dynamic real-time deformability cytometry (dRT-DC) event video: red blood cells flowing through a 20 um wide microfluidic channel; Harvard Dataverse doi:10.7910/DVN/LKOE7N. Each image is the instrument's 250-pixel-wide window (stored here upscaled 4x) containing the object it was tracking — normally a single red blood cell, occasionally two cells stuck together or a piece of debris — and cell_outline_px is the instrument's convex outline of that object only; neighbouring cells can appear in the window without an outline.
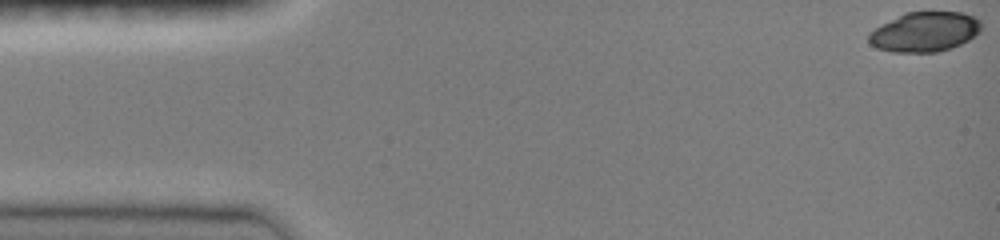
{"species": "common noctule bat (a hibernating species)", "species_latin": "Nyctalus noctula", "temperature_condition": "room temperature", "stored_images_in_passage": 45, "camera_frame_rate_fps": 3000, "um_per_image_px": 0.085, "animal": {"sex": "female", "body_mass_g": 19.0, "forearm_length_mm": 51.5}, "frame": {"image": 1, "passage_image": 1, "time_ms": 0.0, "image_size_px": [1000, 240], "cell_outline_px": [[980, 32], [968, 40], [952, 48], [936, 52], [892, 52], [876, 48], [868, 44], [868, 32], [880, 24], [904, 12], [964, 12], [980, 20]], "centroid_in_image_um": [78.55, 2.71], "position_along_channel_um": 6.5, "area_um2": 26.36}}
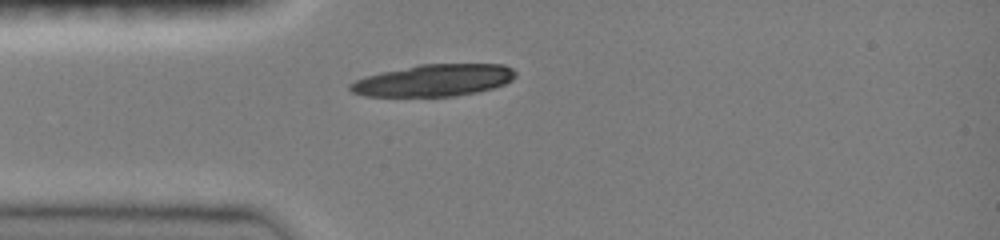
{"frame": {"image": 2, "passage_image": 13, "time_ms": 4.0, "image_size_px": [1000, 240], "cell_outline_px": [[516, 76], [512, 80], [504, 84], [492, 88], [476, 92], [452, 96], [364, 96], [352, 92], [348, 88], [348, 84], [364, 76], [420, 64], [504, 64], [512, 68], [516, 72]], "centroid_in_image_um": [36.87, 6.82], "position_along_channel_um": 48.1, "area_um2": 30.69}}
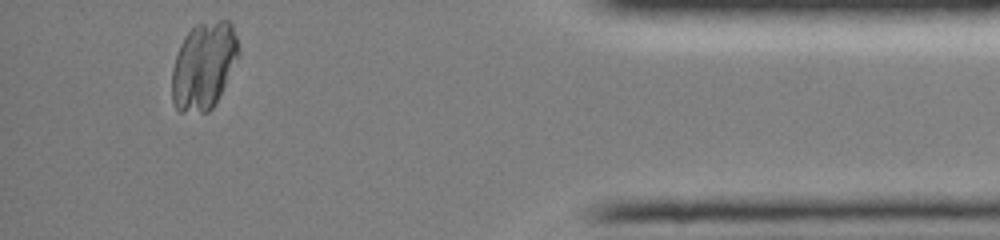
{"frame": {"image": 3, "passage_image": 44, "time_ms": 14.333, "image_size_px": [1000, 240], "cell_outline_px": [[240, 52], [212, 108], [208, 112], [180, 112], [176, 108], [172, 100], [172, 68], [180, 44], [184, 36], [196, 24], [220, 20], [228, 20], [232, 24], [240, 48]], "centroid_in_image_um": [17.3, 5.56], "position_along_channel_um": 417.9, "area_um2": 33.52}}